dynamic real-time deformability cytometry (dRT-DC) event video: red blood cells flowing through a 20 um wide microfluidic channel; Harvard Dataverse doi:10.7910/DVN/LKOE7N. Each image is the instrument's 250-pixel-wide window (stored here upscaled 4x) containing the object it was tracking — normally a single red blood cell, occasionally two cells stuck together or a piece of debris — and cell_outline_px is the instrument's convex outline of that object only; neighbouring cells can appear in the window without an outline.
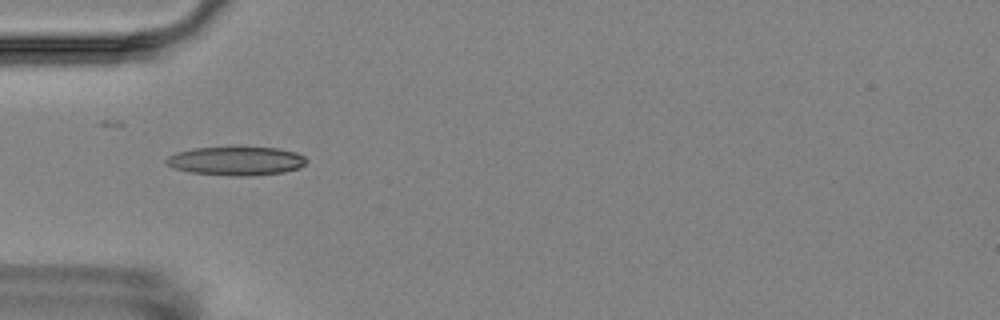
{"species": "Egyptian fruit bat (a non-hibernating species)", "species_latin": "Rousettus aegyptiacus", "temperature_condition": "room temperature", "stored_images_in_passage": 4, "camera_frame_rate_fps": 3000, "um_per_image_px": 0.085, "animal": {"sex": "female"}, "frame": {"image": 1, "passage_image": 3, "time_ms": 2.333, "image_size_px": [1000, 320], "cell_outline_px": [[308, 160], [300, 168], [284, 172], [252, 176], [232, 176], [192, 172], [176, 168], [168, 164], [164, 160], [168, 156], [176, 152], [192, 148], [276, 148], [296, 152], [304, 156]], "centroid_in_image_um": [20.11, 13.69], "position_along_channel_um": 64.9, "area_um2": 23.24}}
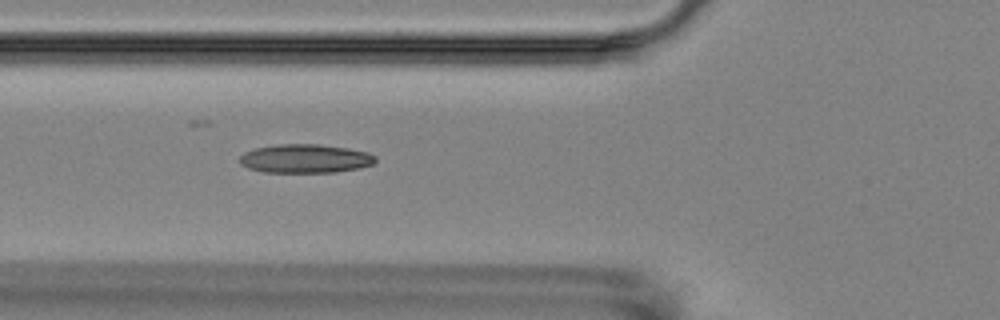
{"frame": {"image": 2, "passage_image": 4, "time_ms": 3.333, "image_size_px": [1000, 320], "cell_outline_px": [[376, 160], [372, 164], [360, 168], [336, 172], [264, 172], [248, 168], [240, 164], [240, 156], [244, 152], [256, 148], [276, 144], [320, 144], [348, 148], [368, 152], [376, 156]], "centroid_in_image_um": [25.95, 13.48], "position_along_channel_um": 99.8, "area_um2": 22.83}}